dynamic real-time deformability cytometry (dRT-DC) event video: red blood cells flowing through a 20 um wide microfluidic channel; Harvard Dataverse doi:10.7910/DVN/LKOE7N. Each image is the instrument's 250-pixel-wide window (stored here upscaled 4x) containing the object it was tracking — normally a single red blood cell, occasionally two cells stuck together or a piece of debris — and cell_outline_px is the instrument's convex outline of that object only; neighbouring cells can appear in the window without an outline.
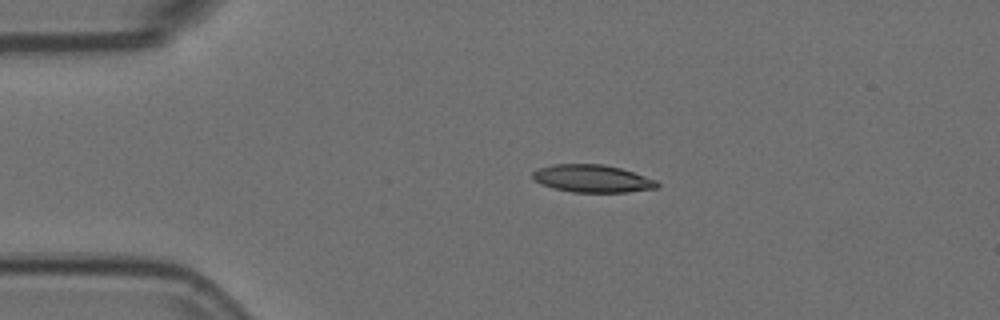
{"species": "Egyptian fruit bat (a non-hibernating species)", "species_latin": "Rousettus aegyptiacus", "temperature_condition": "room temperature", "stored_images_in_passage": 2, "camera_frame_rate_fps": 3000, "um_per_image_px": 0.085, "animal": {"sex": "female"}, "frame": {"image": 1, "passage_image": 1, "time_ms": 0.0, "image_size_px": [1000, 320], "cell_outline_px": [[660, 184], [656, 188], [624, 192], [572, 192], [556, 188], [532, 180], [532, 172], [540, 168], [552, 164], [604, 164], [620, 168], [656, 180]], "centroid_in_image_um": [50.33, 15.17], "position_along_channel_um": 34.7, "area_um2": 19.77}}
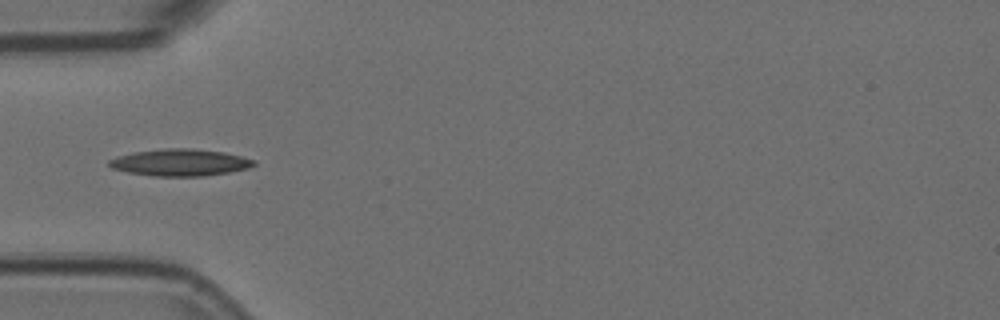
{"frame": {"image": 2, "passage_image": 2, "time_ms": 0.333, "image_size_px": [1000, 320], "cell_outline_px": [[256, 164], [248, 168], [228, 172], [204, 176], [156, 176], [128, 172], [112, 168], [108, 164], [108, 160], [120, 156], [136, 152], [164, 148], [192, 148], [224, 152], [256, 160]], "centroid_in_image_um": [15.34, 13.81], "position_along_channel_um": 69.7, "area_um2": 22.48}}